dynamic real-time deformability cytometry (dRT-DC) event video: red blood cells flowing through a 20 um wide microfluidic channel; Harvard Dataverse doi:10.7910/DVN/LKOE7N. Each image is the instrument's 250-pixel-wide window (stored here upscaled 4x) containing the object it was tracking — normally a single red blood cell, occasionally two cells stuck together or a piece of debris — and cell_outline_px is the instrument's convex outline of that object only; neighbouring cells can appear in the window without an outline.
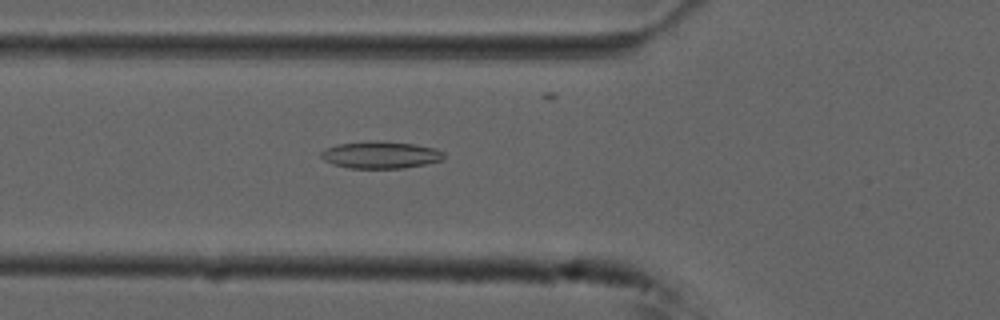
{"species": "common noctule bat (a hibernating species)", "species_latin": "Nyctalus noctula", "temperature_condition": "cold", "stored_images_in_passage": 41, "camera_frame_rate_fps": 3000, "um_per_image_px": 0.085, "animal": {"sex": "male", "forearm_length_mm": 52.5}, "frame": {"image": 1, "passage_image": 6, "time_ms": 1.667, "image_size_px": [1000, 320], "cell_outline_px": [[444, 160], [404, 168], [348, 168], [332, 164], [324, 160], [320, 156], [320, 152], [324, 148], [336, 144], [376, 140], [384, 140], [416, 144], [436, 148], [444, 152]], "centroid_in_image_um": [32.34, 13.15], "position_along_channel_um": 93.5, "area_um2": 19.77}}
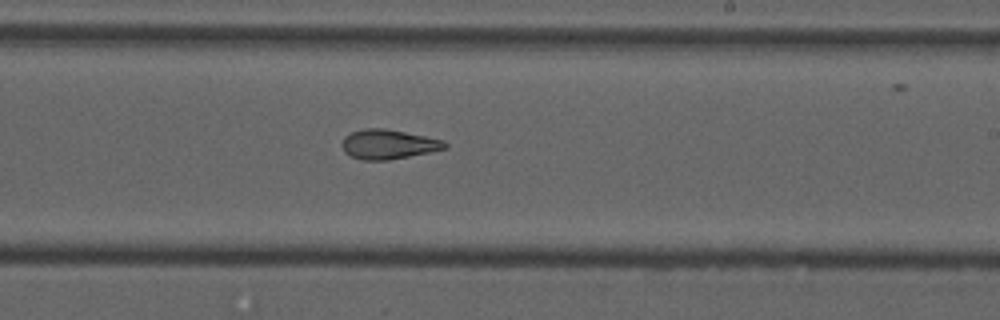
{"frame": {"image": 2, "passage_image": 19, "time_ms": 6.0, "image_size_px": [1000, 320], "cell_outline_px": [[448, 148], [388, 160], [364, 160], [352, 156], [344, 152], [340, 144], [344, 136], [352, 132], [364, 128], [384, 128], [444, 140], [448, 144]], "centroid_in_image_um": [32.98, 12.26], "position_along_channel_um": 256.0, "area_um2": 17.63}}
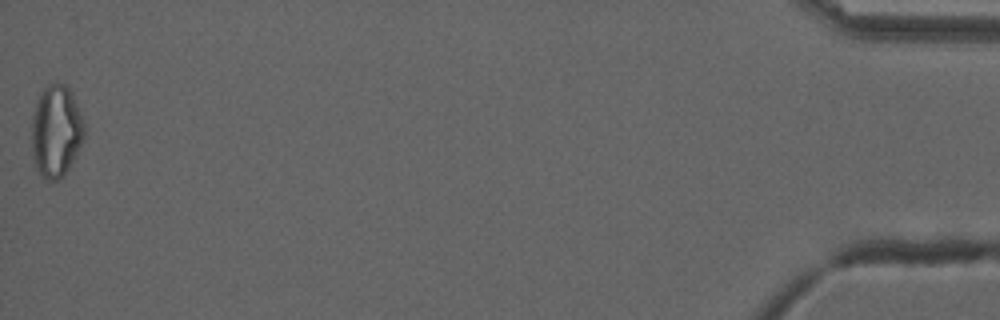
{"frame": {"image": 3, "passage_image": 41, "time_ms": 13.333, "image_size_px": [1000, 320], "cell_outline_px": [[84, 136], [68, 168], [56, 180], [44, 180], [40, 176], [36, 168], [32, 148], [32, 116], [36, 104], [44, 88], [48, 84], [68, 84], [72, 92], [84, 120]], "centroid_in_image_um": [4.76, 11.12], "position_along_channel_um": 430.4, "area_um2": 27.86}, "authors_computed_cell_mechanics": {"area_um2": 18.9006, "velocity_mm_per_s": 3.7508, "shape_relaxation_time_tau1_ms": null, "shape_relaxation_time_tau2_ms": 3.2182, "deformation_change_tau1": null, "deformation_change_tau2": 0.1079}}